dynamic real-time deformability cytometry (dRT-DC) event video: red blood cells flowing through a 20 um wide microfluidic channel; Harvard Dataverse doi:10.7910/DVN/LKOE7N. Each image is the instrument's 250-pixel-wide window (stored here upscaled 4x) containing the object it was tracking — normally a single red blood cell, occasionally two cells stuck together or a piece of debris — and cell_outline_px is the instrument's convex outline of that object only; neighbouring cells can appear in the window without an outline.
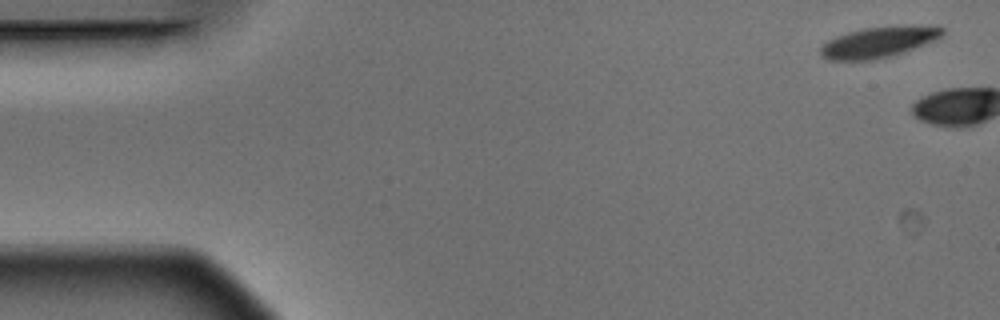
{"species": "Egyptian fruit bat (a non-hibernating species)", "species_latin": "Rousettus aegyptiacus", "temperature_condition": "warm", "stored_images_in_passage": 2, "camera_frame_rate_fps": 3000, "um_per_image_px": 0.085, "animal": {"sex": "male"}, "frame": {"image": 1, "passage_image": 1, "time_ms": 0.0, "image_size_px": [1000, 320], "cell_outline_px": [[944, 32], [936, 40], [888, 56], [872, 60], [828, 60], [820, 52], [820, 48], [828, 40], [836, 36], [848, 32], [864, 28], [908, 24], [912, 24], [944, 28]], "centroid_in_image_um": [74.68, 3.55], "position_along_channel_um": 10.3, "area_um2": 21.62}}